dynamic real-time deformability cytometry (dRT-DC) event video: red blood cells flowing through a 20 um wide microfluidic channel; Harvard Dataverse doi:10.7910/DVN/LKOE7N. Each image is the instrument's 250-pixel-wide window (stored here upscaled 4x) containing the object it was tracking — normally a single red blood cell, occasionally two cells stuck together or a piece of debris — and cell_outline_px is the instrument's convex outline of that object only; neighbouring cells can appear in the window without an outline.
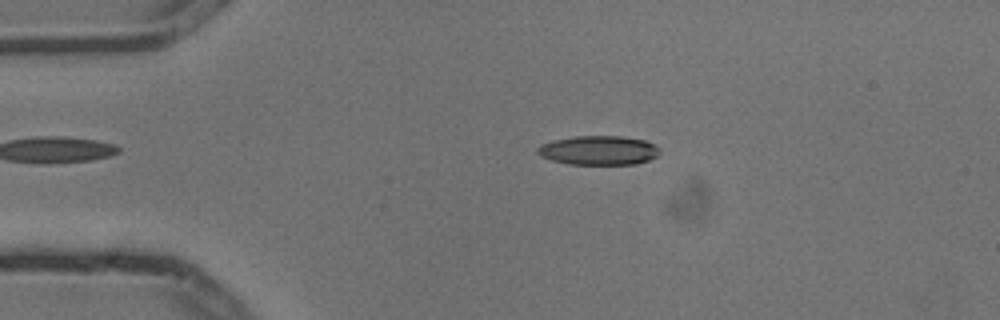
{"species": "common noctule bat (a hibernating species)", "species_latin": "Nyctalus noctula", "temperature_condition": "cold", "stored_images_in_passage": 3, "camera_frame_rate_fps": 3000, "um_per_image_px": 0.085, "animal": {"sex": "male", "body_mass_g": 13.3}, "frame": {"image": 1, "passage_image": 2, "time_ms": 0.333, "image_size_px": [1000, 320], "cell_outline_px": [[660, 152], [656, 156], [648, 160], [636, 164], [568, 164], [552, 160], [540, 156], [536, 152], [536, 148], [540, 144], [552, 140], [576, 136], [620, 136], [644, 140], [656, 144], [660, 148]], "centroid_in_image_um": [50.87, 12.77], "position_along_channel_um": 34.1, "area_um2": 20.92}}